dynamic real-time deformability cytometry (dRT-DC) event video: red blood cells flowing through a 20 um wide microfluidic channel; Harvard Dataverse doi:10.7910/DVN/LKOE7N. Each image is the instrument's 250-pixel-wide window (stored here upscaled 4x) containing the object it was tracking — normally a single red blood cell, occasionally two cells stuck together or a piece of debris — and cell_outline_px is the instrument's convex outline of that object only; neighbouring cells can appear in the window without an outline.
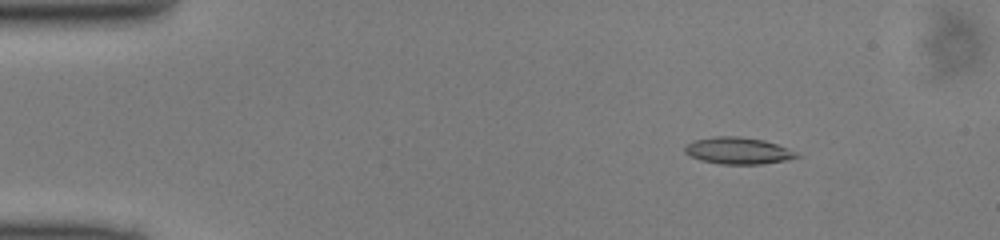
{"species": "common noctule bat (a hibernating species)", "species_latin": "Nyctalus noctula", "temperature_condition": "cold", "stored_images_in_passage": 47, "camera_frame_rate_fps": 3000, "um_per_image_px": 0.085, "animal": {"sex": "male", "body_mass_g": 13.0, "forearm_length_mm": 53.1}, "frame": {"image": 1, "passage_image": 5, "time_ms": 1.333, "image_size_px": [1000, 240], "cell_outline_px": [[804, 156], [784, 160], [760, 164], [720, 164], [700, 160], [684, 152], [684, 148], [692, 140], [716, 136], [740, 136], [764, 140], [776, 144], [796, 152]], "centroid_in_image_um": [62.73, 12.8], "position_along_channel_um": 22.3, "area_um2": 17.4}}
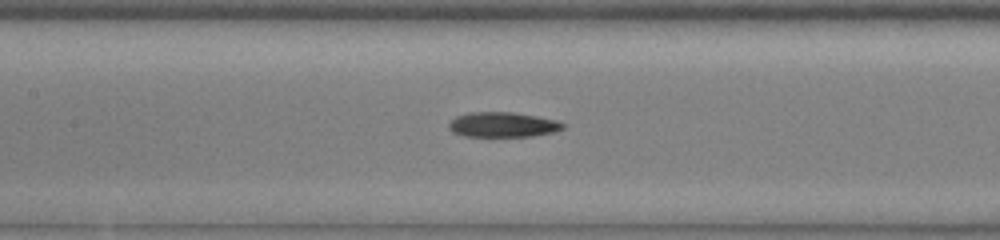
{"frame": {"image": 2, "passage_image": 21, "time_ms": 6.667, "image_size_px": [1000, 240], "cell_outline_px": [[564, 128], [552, 132], [532, 136], [464, 136], [452, 132], [448, 128], [448, 124], [456, 116], [468, 112], [512, 112], [536, 116], [556, 120], [564, 124]], "centroid_in_image_um": [42.69, 10.59], "position_along_channel_um": 164.7, "area_um2": 16.53}}
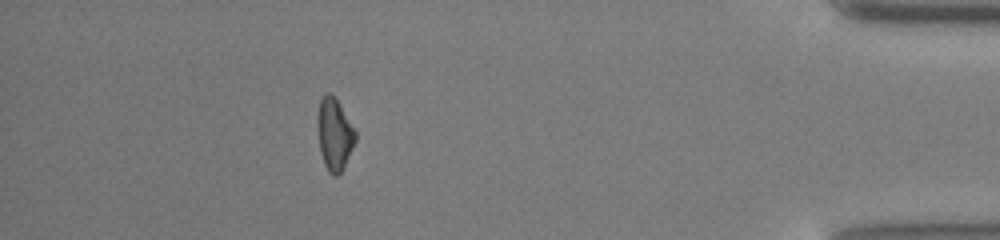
{"frame": {"image": 3, "passage_image": 42, "time_ms": 13.667, "image_size_px": [1000, 240], "cell_outline_px": [[356, 140], [344, 168], [336, 176], [332, 176], [328, 172], [324, 164], [320, 152], [316, 124], [316, 116], [320, 100], [324, 92], [328, 92], [336, 100], [356, 132]], "centroid_in_image_um": [28.39, 11.44], "position_along_channel_um": 406.8, "area_um2": 15.95}}